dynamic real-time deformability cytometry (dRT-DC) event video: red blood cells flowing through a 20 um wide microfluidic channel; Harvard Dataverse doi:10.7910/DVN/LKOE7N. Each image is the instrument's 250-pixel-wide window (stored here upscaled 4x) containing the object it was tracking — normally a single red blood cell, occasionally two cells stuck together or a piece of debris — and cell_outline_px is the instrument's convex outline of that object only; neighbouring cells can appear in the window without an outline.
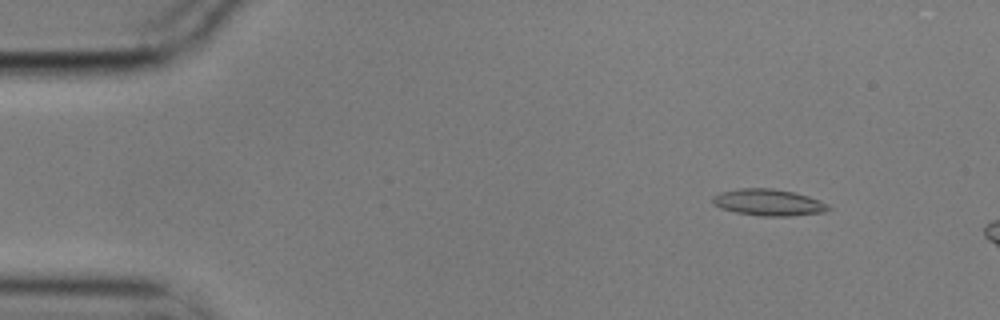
{"species": "common noctule bat (a hibernating species)", "species_latin": "Nyctalus noctula", "temperature_condition": "cold", "stored_images_in_passage": 3, "camera_frame_rate_fps": 3000, "um_per_image_px": 0.085, "animal": {"sex": "male", "body_mass_g": 17.9}, "frame": {"image": 1, "passage_image": 1, "time_ms": 0.0, "image_size_px": [1000, 320], "cell_outline_px": [[832, 208], [824, 212], [792, 216], [760, 216], [736, 212], [720, 208], [712, 200], [712, 196], [720, 192], [740, 188], [772, 188], [792, 192], [808, 196], [820, 200], [828, 204]], "centroid_in_image_um": [65.34, 17.21], "position_along_channel_um": 19.7, "area_um2": 17.92}}